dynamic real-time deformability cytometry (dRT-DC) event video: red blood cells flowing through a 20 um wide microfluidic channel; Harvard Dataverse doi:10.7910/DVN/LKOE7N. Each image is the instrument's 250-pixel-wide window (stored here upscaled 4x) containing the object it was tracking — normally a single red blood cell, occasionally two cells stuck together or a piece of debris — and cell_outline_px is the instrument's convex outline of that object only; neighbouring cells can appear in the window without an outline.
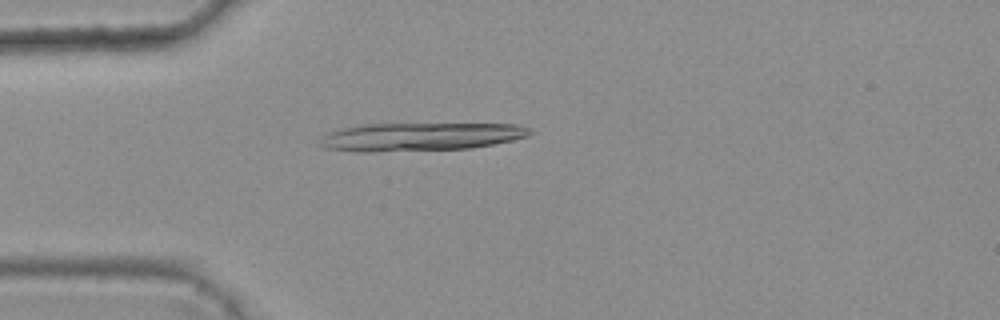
{"species": "common noctule bat (a hibernating species)", "species_latin": "Nyctalus noctula", "temperature_condition": "warm", "stored_images_in_passage": 7, "camera_frame_rate_fps": 3000, "um_per_image_px": 0.085, "animal": {"sex": "female", "body_mass_g": 25.1}, "frame": {"image": 1, "passage_image": 5, "time_ms": 1.333, "image_size_px": [1000, 320], "cell_outline_px": [[536, 132], [528, 136], [512, 140], [492, 144], [468, 148], [372, 152], [356, 152], [324, 148], [316, 144], [320, 136], [328, 132], [344, 128], [364, 124], [520, 124], [532, 128]], "centroid_in_image_um": [35.7, 11.62], "position_along_channel_um": 49.3, "area_um2": 34.8}}